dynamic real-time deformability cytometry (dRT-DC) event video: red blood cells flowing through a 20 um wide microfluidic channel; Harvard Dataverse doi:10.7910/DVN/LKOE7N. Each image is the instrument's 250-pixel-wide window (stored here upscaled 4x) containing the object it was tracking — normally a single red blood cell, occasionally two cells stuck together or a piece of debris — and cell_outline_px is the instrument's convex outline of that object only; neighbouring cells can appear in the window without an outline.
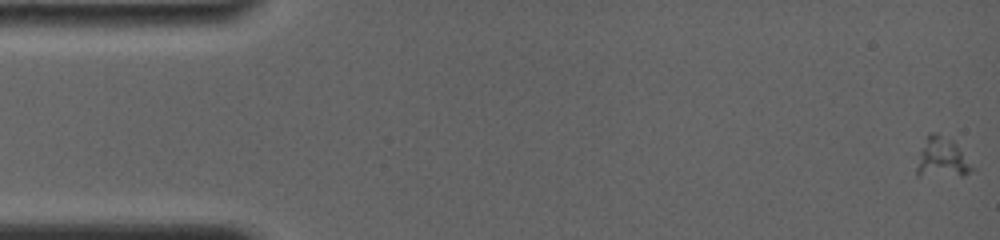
{"species": "common noctule bat (a hibernating species)", "species_latin": "Nyctalus noctula", "temperature_condition": "room temperature", "stored_images_in_passage": 33, "camera_frame_rate_fps": 4000, "um_per_image_px": 0.085, "animal": {"sex": "female", "body_mass_g": 19.0, "forearm_length_mm": 56.7}, "frame": {"image": 1, "passage_image": 1, "time_ms": 0.0, "image_size_px": [1000, 240], "cell_outline_px": [[976, 168], [964, 176], [916, 176], [916, 168], [924, 136], [928, 132], [936, 132], [952, 140]], "centroid_in_image_um": [80.06, 13.42], "position_along_channel_um": 4.9, "area_um2": 13.24}}
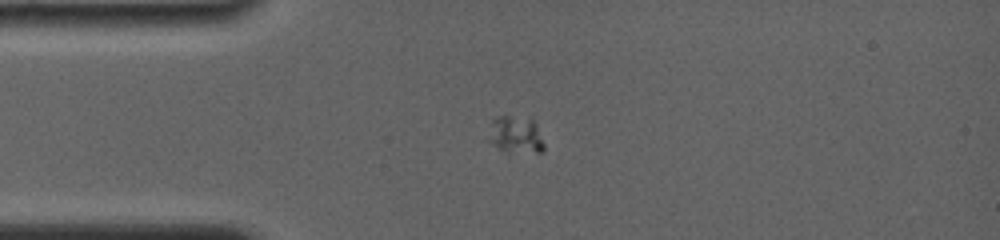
{"frame": {"image": 2, "passage_image": 26, "time_ms": 4.25, "image_size_px": [1000, 240], "cell_outline_px": [[544, 152], [508, 152], [500, 148], [488, 140], [488, 136], [492, 120], [496, 116], [532, 116], [536, 124], [544, 144]], "centroid_in_image_um": [43.86, 11.41], "position_along_channel_um": 41.1, "area_um2": 12.2}}